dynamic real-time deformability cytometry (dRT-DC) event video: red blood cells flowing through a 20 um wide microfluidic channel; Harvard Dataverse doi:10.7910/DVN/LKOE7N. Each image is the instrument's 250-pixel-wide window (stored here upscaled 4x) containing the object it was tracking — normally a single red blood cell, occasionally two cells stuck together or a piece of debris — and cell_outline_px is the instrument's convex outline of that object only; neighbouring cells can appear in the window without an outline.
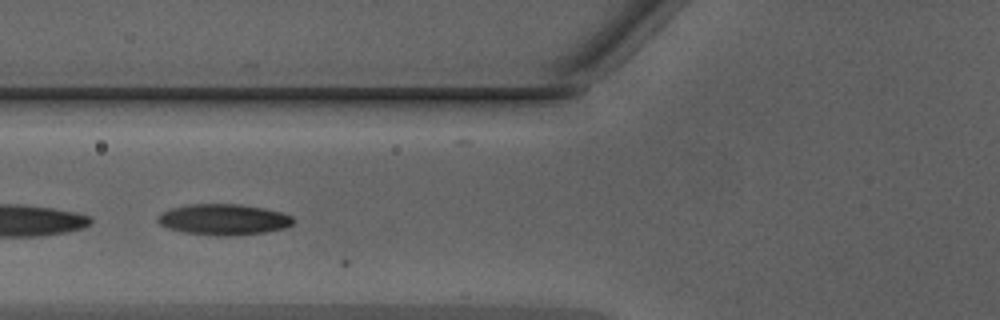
{"species": "Egyptian fruit bat (a non-hibernating species)", "species_latin": "Rousettus aegyptiacus", "temperature_condition": "warm", "stored_images_in_passage": 10, "camera_frame_rate_fps": 3000, "um_per_image_px": 0.085, "animal": {"sex": "male"}, "frame": {"image": 1, "passage_image": 3, "time_ms": 0.667, "image_size_px": [1000, 320], "cell_outline_px": [[296, 220], [292, 224], [284, 228], [264, 232], [232, 236], [216, 236], [184, 232], [168, 228], [160, 224], [156, 220], [156, 216], [160, 212], [172, 208], [188, 204], [240, 204], [264, 208], [280, 212], [292, 216]], "centroid_in_image_um": [18.98, 18.65], "position_along_channel_um": 106.8, "area_um2": 24.57}}